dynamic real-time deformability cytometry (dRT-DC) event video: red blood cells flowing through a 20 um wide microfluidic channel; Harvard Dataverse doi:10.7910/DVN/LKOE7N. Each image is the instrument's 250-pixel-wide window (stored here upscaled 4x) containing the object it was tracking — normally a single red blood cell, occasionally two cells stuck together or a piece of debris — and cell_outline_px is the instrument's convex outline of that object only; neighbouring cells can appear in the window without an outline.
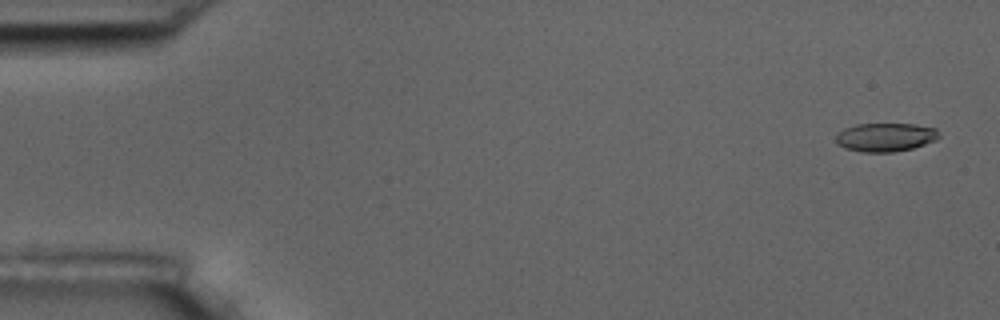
{"species": "common noctule bat (a hibernating species)", "species_latin": "Nyctalus noctula", "temperature_condition": "room temperature", "stored_images_in_passage": 13, "camera_frame_rate_fps": 3000, "um_per_image_px": 0.085, "animal": {"sex": "male", "body_mass_g": 17.5, "forearm_length_mm": 52.3}, "frame": {"image": 1, "passage_image": 1, "time_ms": 0.0, "image_size_px": [1000, 320], "cell_outline_px": [[940, 136], [936, 140], [912, 148], [892, 152], [860, 152], [844, 148], [836, 144], [836, 136], [844, 128], [856, 124], [916, 124], [936, 128], [940, 132]], "centroid_in_image_um": [75.27, 11.66], "position_along_channel_um": 9.7, "area_um2": 17.28}}
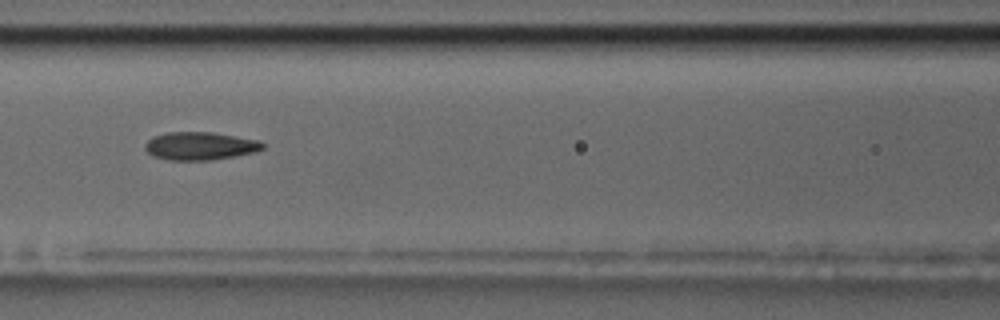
{"frame": {"image": 2, "passage_image": 7, "time_ms": 7.667, "image_size_px": [1000, 320], "cell_outline_px": [[264, 148], [252, 152], [212, 160], [168, 160], [152, 156], [144, 148], [144, 144], [152, 136], [168, 132], [212, 132], [260, 140], [264, 144]], "centroid_in_image_um": [16.96, 12.4], "position_along_channel_um": 149.6, "area_um2": 19.19}}
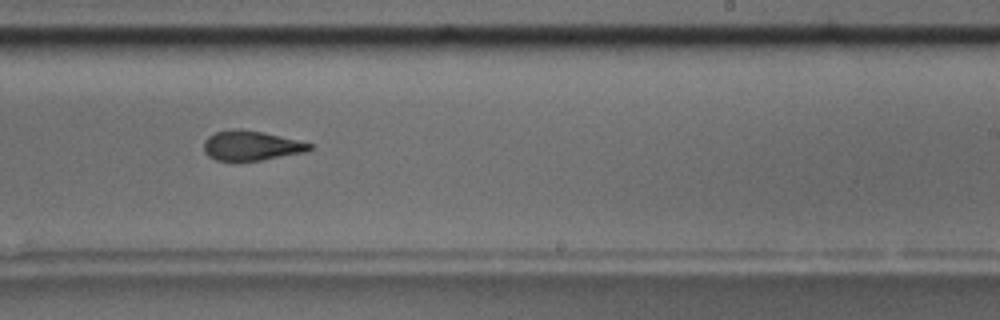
{"frame": {"image": 3, "passage_image": 10, "time_ms": 11.0, "image_size_px": [1000, 320], "cell_outline_px": [[312, 148], [304, 152], [260, 160], [216, 160], [208, 156], [204, 152], [204, 140], [208, 136], [216, 132], [232, 128], [240, 128], [264, 132], [312, 144]], "centroid_in_image_um": [21.3, 12.36], "position_along_channel_um": 267.7, "area_um2": 18.15}, "authors_computed_cell_mechanics": {"area_um2": 18.785, "velocity_mm_per_s": 3.5493, "shape_relaxation_time_tau1_ms": 7.1627, "shape_relaxation_time_tau2_ms": null, "deformation_change_tau1": 0.141, "deformation_change_tau2": null}}